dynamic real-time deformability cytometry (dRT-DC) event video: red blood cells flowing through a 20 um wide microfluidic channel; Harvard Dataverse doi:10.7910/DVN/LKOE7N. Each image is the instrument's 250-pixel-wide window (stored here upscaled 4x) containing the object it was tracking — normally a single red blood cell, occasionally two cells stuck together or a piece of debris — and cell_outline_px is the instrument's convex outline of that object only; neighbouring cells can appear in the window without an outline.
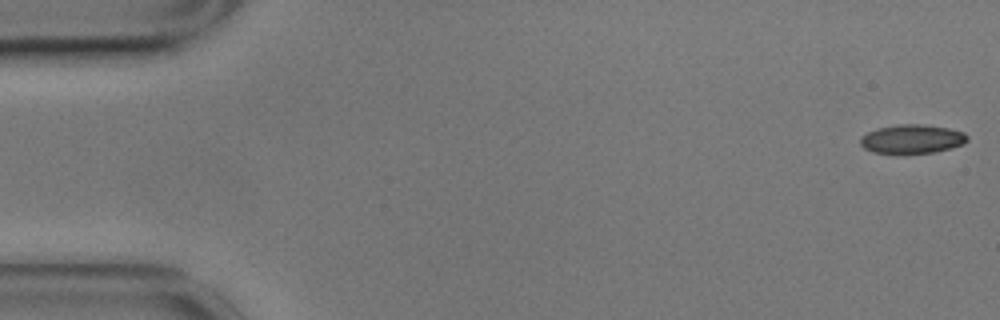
{"species": "common noctule bat (a hibernating species)", "species_latin": "Nyctalus noctula", "temperature_condition": "cold", "stored_images_in_passage": 57, "camera_frame_rate_fps": 3000, "um_per_image_px": 0.085, "animal": {"sex": "male", "body_mass_g": 17.9}, "frame": {"image": 1, "passage_image": 1, "time_ms": 0.0, "image_size_px": [1000, 320], "cell_outline_px": [[968, 140], [964, 144], [932, 152], [904, 156], [872, 152], [864, 148], [860, 144], [860, 136], [868, 132], [880, 128], [900, 124], [920, 124], [948, 128], [964, 132], [968, 136]], "centroid_in_image_um": [77.49, 11.85], "position_along_channel_um": 7.5, "area_um2": 18.44}}
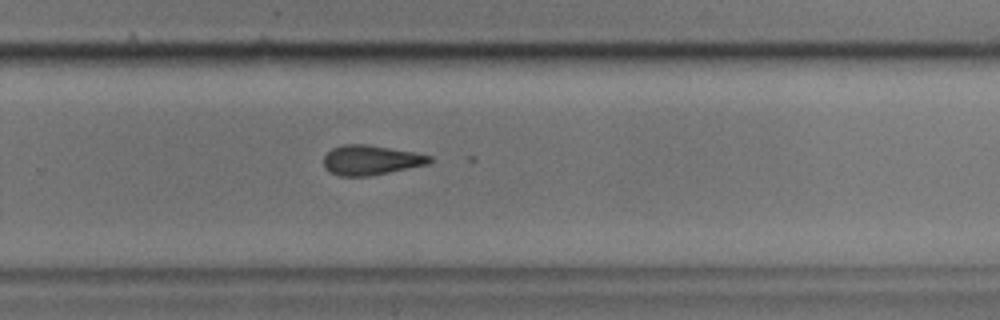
{"frame": {"image": 2, "passage_image": 37, "time_ms": 12.0, "image_size_px": [1000, 320], "cell_outline_px": [[436, 160], [428, 164], [368, 176], [340, 176], [328, 172], [324, 168], [324, 156], [332, 148], [344, 144], [368, 144], [412, 152], [432, 156]], "centroid_in_image_um": [31.51, 13.6], "position_along_channel_um": 298.3, "area_um2": 18.38}}
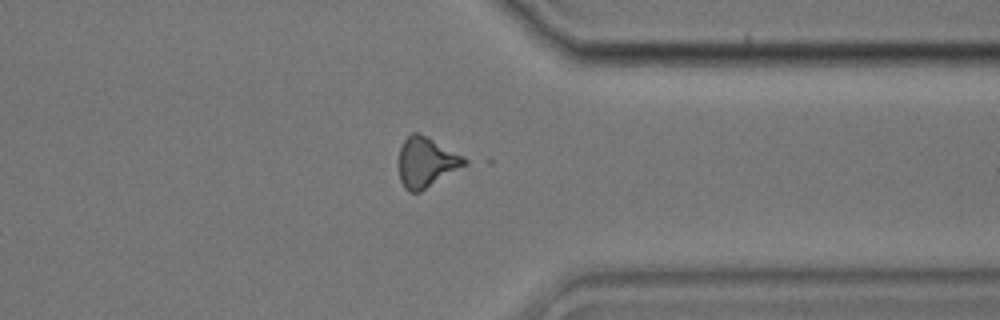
{"frame": {"image": 3, "passage_image": 44, "time_ms": 14.333, "image_size_px": [1000, 320], "cell_outline_px": [[472, 160], [468, 164], [420, 192], [408, 192], [404, 188], [400, 180], [400, 148], [404, 140], [412, 132], [416, 132], [428, 136]], "centroid_in_image_um": [36.29, 13.78], "position_along_channel_um": 375.1, "area_um2": 19.36}}